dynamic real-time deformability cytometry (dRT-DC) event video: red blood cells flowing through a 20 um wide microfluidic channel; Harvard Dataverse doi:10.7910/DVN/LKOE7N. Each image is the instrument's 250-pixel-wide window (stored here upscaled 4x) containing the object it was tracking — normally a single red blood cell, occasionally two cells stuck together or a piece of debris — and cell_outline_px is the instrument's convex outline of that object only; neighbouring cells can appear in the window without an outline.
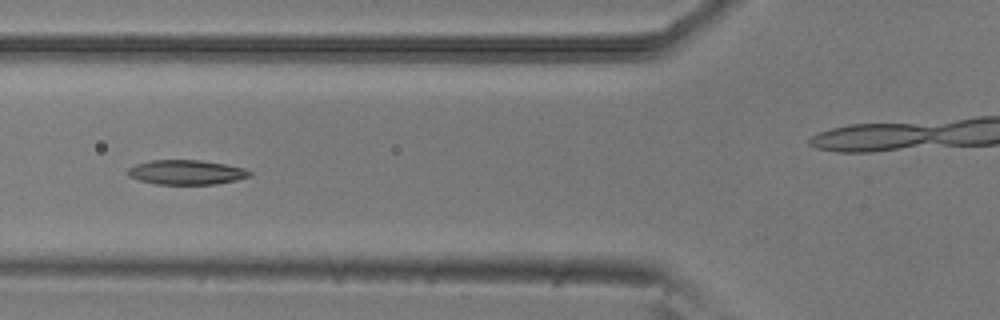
{"species": "common noctule bat (a hibernating species)", "species_latin": "Nyctalus noctula", "temperature_condition": "room temperature", "stored_images_in_passage": 10, "camera_frame_rate_fps": 3000, "um_per_image_px": 0.085, "animal": {"sex": "male", "body_mass_g": 20.5, "forearm_length_mm": 52.5}, "frame": {"image": 1, "passage_image": 6, "time_ms": 1.667, "image_size_px": [1000, 320], "cell_outline_px": [[252, 176], [236, 180], [216, 184], [156, 184], [140, 180], [128, 176], [128, 168], [136, 164], [152, 160], [200, 160], [224, 164], [244, 168], [252, 172]], "centroid_in_image_um": [15.86, 14.64], "position_along_channel_um": 109.9, "area_um2": 17.4}}
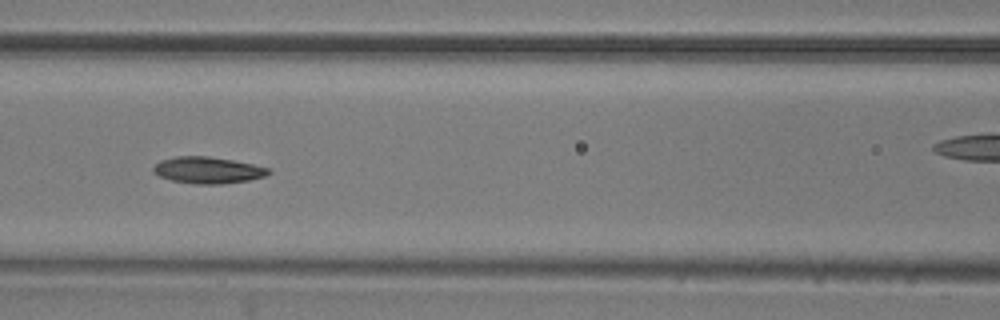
{"frame": {"image": 2, "passage_image": 7, "time_ms": 2.0, "image_size_px": [1000, 320], "cell_outline_px": [[272, 172], [264, 176], [248, 180], [224, 184], [196, 184], [172, 180], [160, 176], [152, 172], [152, 168], [160, 160], [176, 156], [208, 156], [232, 160], [252, 164], [268, 168]], "centroid_in_image_um": [17.64, 14.46], "position_along_channel_um": 149.0, "area_um2": 17.74}}
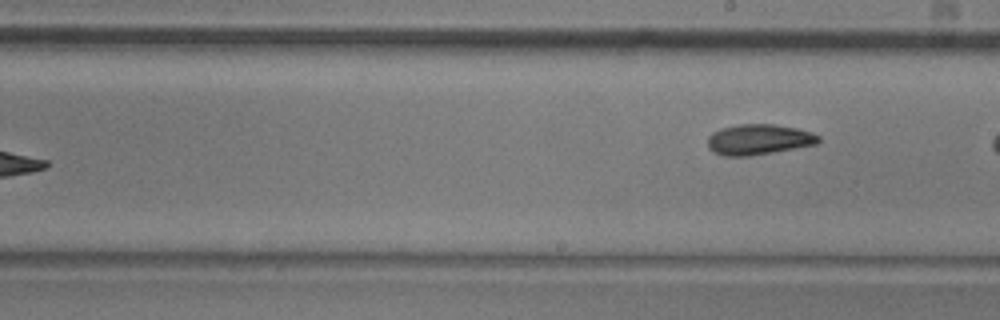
{"frame": {"image": 3, "passage_image": 10, "time_ms": 3.0, "image_size_px": [1000, 320], "cell_outline_px": [[820, 140], [816, 144], [772, 152], [748, 156], [724, 156], [712, 152], [708, 148], [708, 136], [712, 132], [720, 128], [740, 124], [772, 124], [796, 128], [812, 132], [820, 136]], "centroid_in_image_um": [64.45, 11.85], "position_along_channel_um": 224.5, "area_um2": 19.71}}